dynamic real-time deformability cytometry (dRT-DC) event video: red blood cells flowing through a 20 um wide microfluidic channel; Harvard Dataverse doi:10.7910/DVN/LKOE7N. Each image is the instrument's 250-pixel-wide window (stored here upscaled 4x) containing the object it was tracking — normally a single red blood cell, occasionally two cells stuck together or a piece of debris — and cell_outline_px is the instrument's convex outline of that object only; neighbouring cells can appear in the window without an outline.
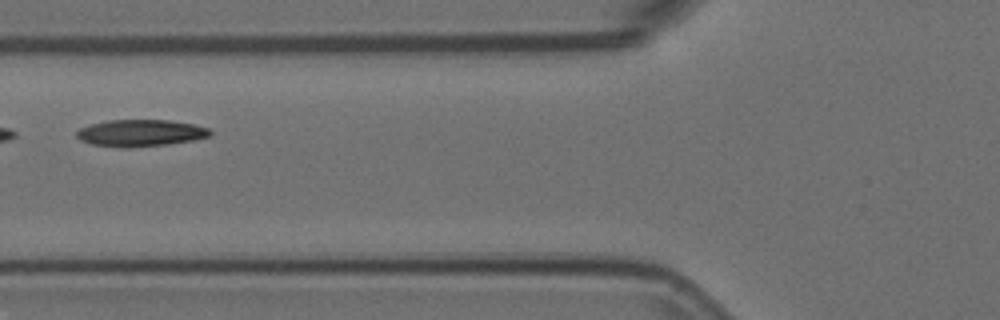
{"species": "Egyptian fruit bat (a non-hibernating species)", "species_latin": "Rousettus aegyptiacus", "temperature_condition": "room temperature", "stored_images_in_passage": 4, "camera_frame_rate_fps": 3000, "um_per_image_px": 0.085, "animal": {"sex": "female"}, "frame": {"image": 1, "passage_image": 4, "time_ms": 1.0, "image_size_px": [1000, 320], "cell_outline_px": [[212, 136], [192, 140], [168, 144], [92, 144], [80, 140], [76, 136], [76, 132], [80, 128], [92, 124], [108, 120], [168, 120], [192, 124], [208, 128], [212, 132]], "centroid_in_image_um": [12.0, 11.25], "position_along_channel_um": 113.8, "area_um2": 19.65}}